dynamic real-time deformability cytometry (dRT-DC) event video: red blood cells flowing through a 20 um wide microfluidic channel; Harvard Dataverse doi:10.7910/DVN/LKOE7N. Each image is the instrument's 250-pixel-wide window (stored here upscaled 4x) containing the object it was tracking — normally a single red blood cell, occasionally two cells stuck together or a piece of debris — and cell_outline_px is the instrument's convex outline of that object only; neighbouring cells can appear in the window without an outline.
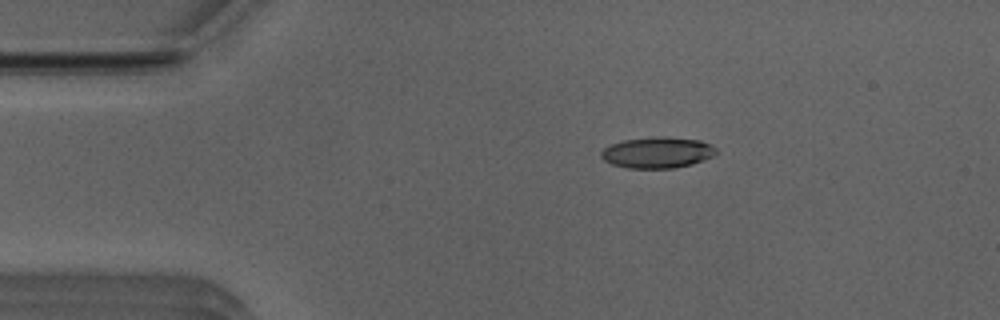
{"species": "Egyptian fruit bat (a non-hibernating species)", "species_latin": "Rousettus aegyptiacus", "temperature_condition": "room temperature", "stored_images_in_passage": 44, "camera_frame_rate_fps": 3000, "um_per_image_px": 0.085, "animal": {"sex": "male"}, "frame": {"image": 1, "passage_image": 2, "time_ms": 0.333, "image_size_px": [1000, 320], "cell_outline_px": [[716, 152], [712, 156], [704, 160], [692, 164], [672, 168], [628, 168], [612, 164], [604, 160], [600, 156], [600, 152], [604, 148], [612, 144], [624, 140], [652, 136], [668, 136], [700, 140], [712, 144], [716, 148]], "centroid_in_image_um": [55.89, 12.95], "position_along_channel_um": 29.1, "area_um2": 20.98}}
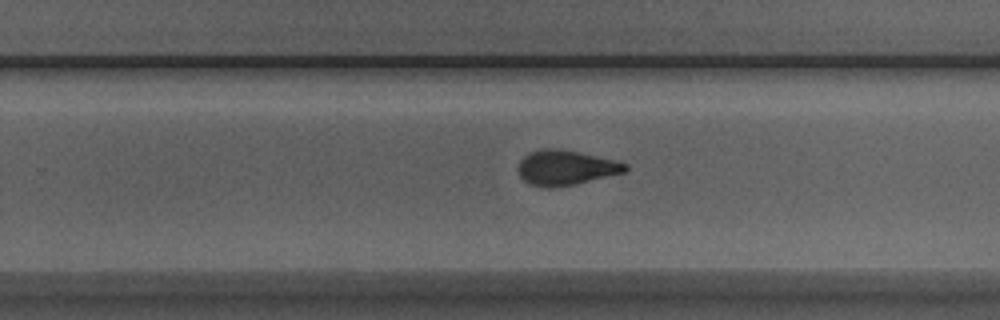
{"frame": {"image": 2, "passage_image": 25, "time_ms": 8.0, "image_size_px": [1000, 320], "cell_outline_px": [[628, 168], [624, 172], [576, 184], [552, 188], [544, 188], [528, 184], [520, 176], [520, 160], [524, 156], [532, 152], [544, 148], [556, 148], [616, 160], [628, 164]], "centroid_in_image_um": [48.09, 14.27], "position_along_channel_um": 281.7, "area_um2": 21.56}}
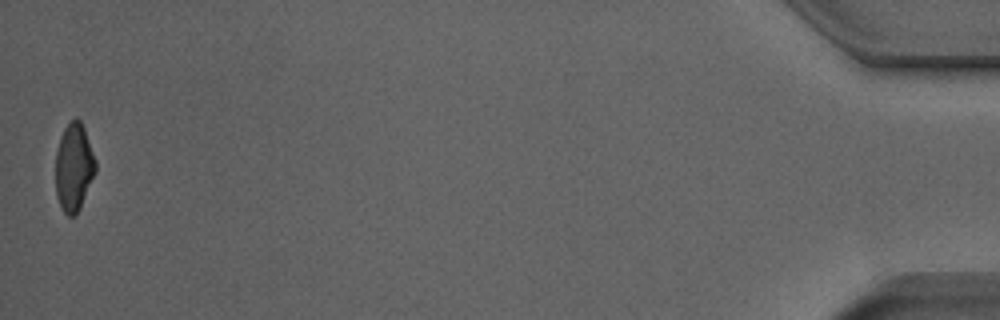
{"frame": {"image": 3, "passage_image": 44, "time_ms": 14.333, "image_size_px": [1000, 320], "cell_outline_px": [[96, 172], [80, 208], [76, 216], [68, 216], [64, 212], [56, 196], [56, 152], [60, 136], [64, 128], [76, 116], [80, 120], [84, 128], [96, 160]], "centroid_in_image_um": [6.28, 14.22], "position_along_channel_um": 428.9, "area_um2": 20.52}, "authors_computed_cell_mechanics": {"area_um2": 21.5594, "velocity_mm_per_s": 3.9396, "shape_relaxation_time_tau1_ms": 4.6208, "shape_relaxation_time_tau2_ms": 2.2512, "deformation_change_tau1": 0.1814, "deformation_change_tau2": 0.0796}}